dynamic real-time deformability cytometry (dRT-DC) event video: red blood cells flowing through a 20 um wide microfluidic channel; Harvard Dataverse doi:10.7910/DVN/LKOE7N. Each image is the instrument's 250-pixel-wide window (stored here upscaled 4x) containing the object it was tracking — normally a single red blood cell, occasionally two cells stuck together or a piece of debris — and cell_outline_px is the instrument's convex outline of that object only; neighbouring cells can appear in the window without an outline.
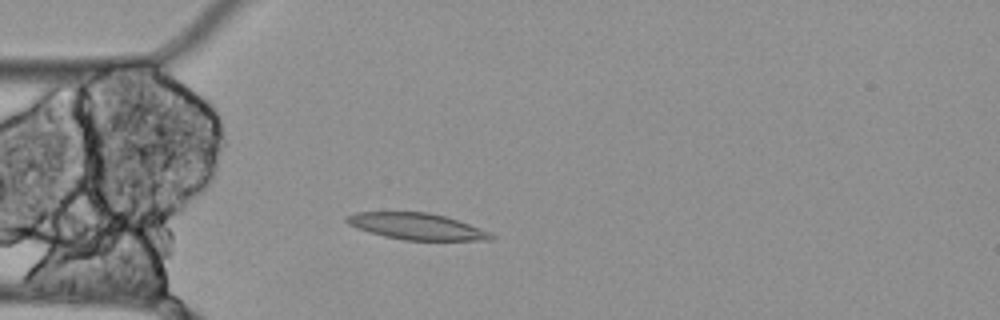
{"species": "Egyptian fruit bat (a non-hibernating species)", "species_latin": "Rousettus aegyptiacus", "temperature_condition": "cold", "stored_images_in_passage": 44, "camera_frame_rate_fps": 3000, "um_per_image_px": 0.085, "animal": {"sex": "female"}, "frame": {"image": 1, "passage_image": 3, "time_ms": 0.667, "image_size_px": [1000, 320], "cell_outline_px": [[496, 236], [492, 240], [404, 240], [384, 236], [368, 232], [356, 228], [348, 224], [344, 220], [344, 216], [356, 212], [428, 212], [444, 216], [468, 224], [488, 232]], "centroid_in_image_um": [35.34, 19.24], "position_along_channel_um": 49.7, "area_um2": 22.14}}
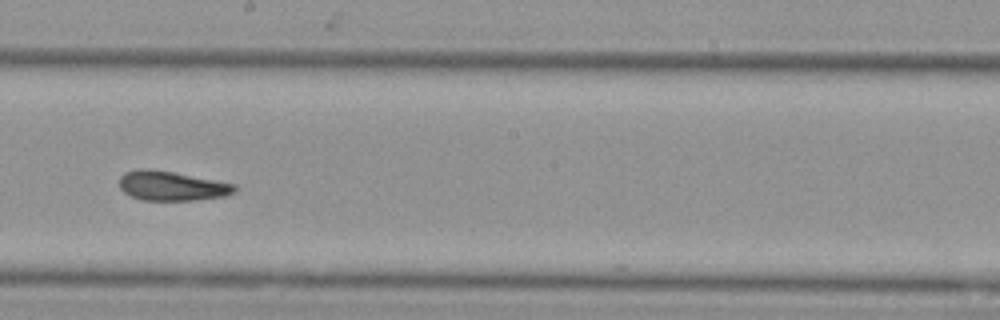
{"frame": {"image": 2, "passage_image": 19, "time_ms": 6.0, "image_size_px": [1000, 320], "cell_outline_px": [[236, 192], [224, 196], [192, 200], [140, 200], [124, 192], [120, 188], [120, 176], [124, 172], [140, 168], [148, 168], [172, 172], [236, 184]], "centroid_in_image_um": [14.57, 15.8], "position_along_channel_um": 233.6, "area_um2": 19.71}}
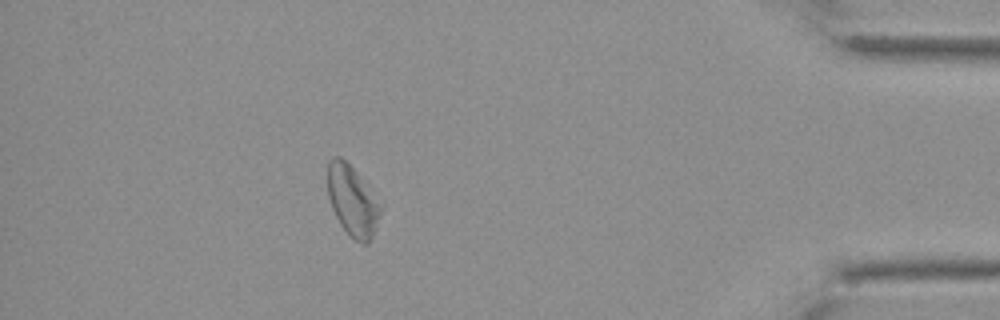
{"frame": {"image": 3, "passage_image": 38, "time_ms": 12.333, "image_size_px": [1000, 320], "cell_outline_px": [[380, 212], [372, 236], [368, 244], [360, 244], [340, 224], [332, 208], [328, 196], [328, 160], [332, 156], [340, 156], [360, 176], [380, 208]], "centroid_in_image_um": [29.9, 17.05], "position_along_channel_um": 405.3, "area_um2": 20.81}, "authors_computed_cell_mechanics": {"area_um2": 20.5768, "velocity_mm_per_s": 3.45, "shape_relaxation_time_tau1_ms": null, "shape_relaxation_time_tau2_ms": 4.6612, "deformation_change_tau1": null, "deformation_change_tau2": 0.1311}}